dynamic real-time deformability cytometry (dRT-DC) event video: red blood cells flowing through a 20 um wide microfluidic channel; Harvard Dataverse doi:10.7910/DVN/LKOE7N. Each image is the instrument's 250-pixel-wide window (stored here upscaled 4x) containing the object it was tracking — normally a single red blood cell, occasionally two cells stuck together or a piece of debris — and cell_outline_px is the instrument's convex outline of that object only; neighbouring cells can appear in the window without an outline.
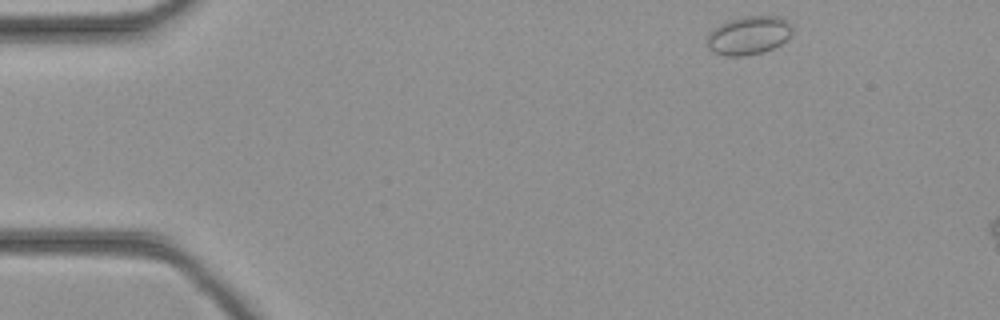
{"species": "common noctule bat (a hibernating species)", "species_latin": "Nyctalus noctula", "temperature_condition": "cold", "stored_images_in_passage": 6, "camera_frame_rate_fps": 3000, "um_per_image_px": 0.085, "animal": {"sex": "female", "body_mass_g": 21.9}, "frame": {"image": 1, "passage_image": 1, "time_ms": 0.0, "image_size_px": [1000, 320], "cell_outline_px": [[792, 32], [780, 44], [772, 48], [760, 52], [744, 56], [728, 56], [712, 52], [708, 48], [708, 32], [720, 24], [728, 20], [744, 16], [780, 16], [792, 24]], "centroid_in_image_um": [63.62, 2.99], "position_along_channel_um": 21.4, "area_um2": 19.02}}